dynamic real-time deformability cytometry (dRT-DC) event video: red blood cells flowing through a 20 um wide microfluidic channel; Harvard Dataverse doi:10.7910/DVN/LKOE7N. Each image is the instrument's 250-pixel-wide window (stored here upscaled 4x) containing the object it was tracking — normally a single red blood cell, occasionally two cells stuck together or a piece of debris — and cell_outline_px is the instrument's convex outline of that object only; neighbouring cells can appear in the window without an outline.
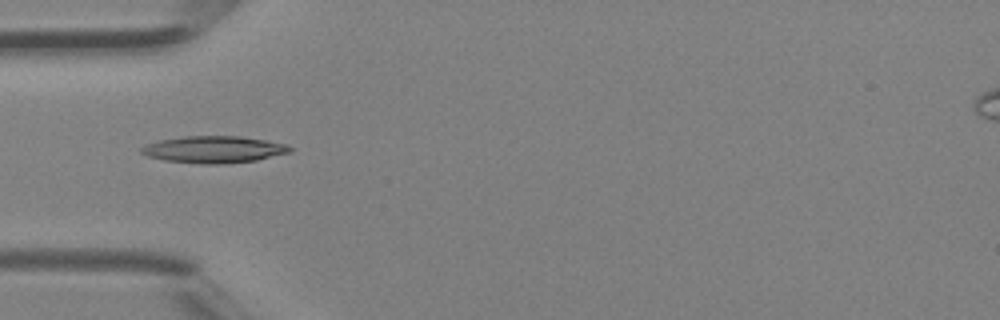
{"species": "Egyptian fruit bat (a non-hibernating species)", "species_latin": "Rousettus aegyptiacus", "temperature_condition": "room temperature", "stored_images_in_passage": 18, "camera_frame_rate_fps": 3000, "um_per_image_px": 0.085, "animal": {"sex": "female"}, "frame": {"image": 1, "passage_image": 1, "time_ms": 0.0, "image_size_px": [1000, 320], "cell_outline_px": [[292, 152], [256, 160], [220, 164], [200, 164], [164, 160], [148, 156], [140, 152], [140, 148], [144, 144], [160, 140], [184, 136], [240, 136], [288, 144], [292, 148]], "centroid_in_image_um": [18.17, 12.7], "position_along_channel_um": 66.8, "area_um2": 23.35}}